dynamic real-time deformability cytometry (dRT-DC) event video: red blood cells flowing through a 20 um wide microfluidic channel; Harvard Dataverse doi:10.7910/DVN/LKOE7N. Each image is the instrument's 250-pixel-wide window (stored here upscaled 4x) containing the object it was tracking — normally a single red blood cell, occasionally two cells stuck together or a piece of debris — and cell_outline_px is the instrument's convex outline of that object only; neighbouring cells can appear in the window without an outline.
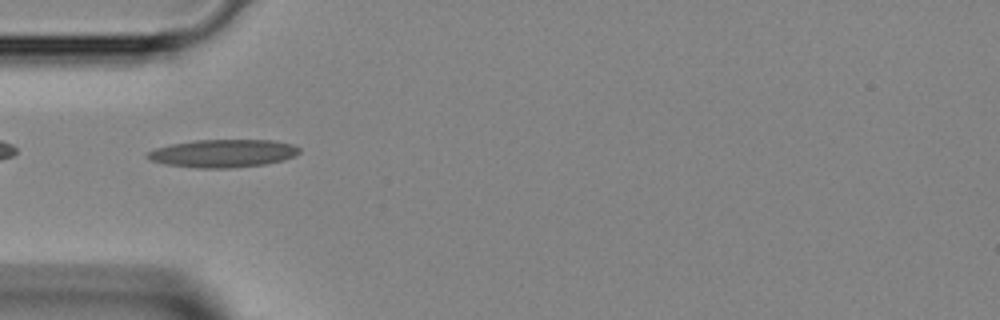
{"species": "Egyptian fruit bat (a non-hibernating species)", "species_latin": "Rousettus aegyptiacus", "temperature_condition": "room temperature", "stored_images_in_passage": 32, "camera_frame_rate_fps": 3000, "um_per_image_px": 0.085, "animal": {"sex": "female"}, "frame": {"image": 1, "passage_image": 2, "time_ms": 0.333, "image_size_px": [1000, 320], "cell_outline_px": [[300, 152], [284, 160], [264, 164], [232, 168], [196, 168], [164, 164], [152, 160], [144, 156], [148, 152], [156, 148], [172, 144], [196, 140], [272, 140], [292, 144], [300, 148]], "centroid_in_image_um": [18.95, 13.04], "position_along_channel_um": 66.1, "area_um2": 24.62}}
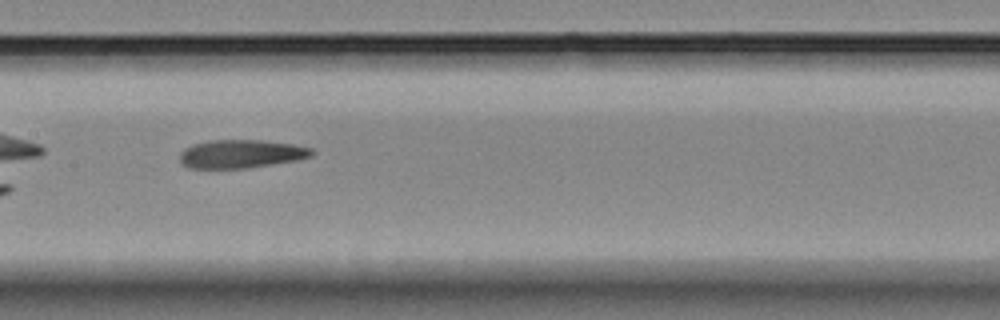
{"frame": {"image": 2, "passage_image": 10, "time_ms": 3.0, "image_size_px": [1000, 320], "cell_outline_px": [[316, 152], [312, 156], [296, 160], [248, 168], [188, 168], [180, 160], [180, 152], [184, 148], [192, 144], [208, 140], [264, 140], [292, 144], [312, 148]], "centroid_in_image_um": [20.5, 13.07], "position_along_channel_um": 186.9, "area_um2": 21.91}}
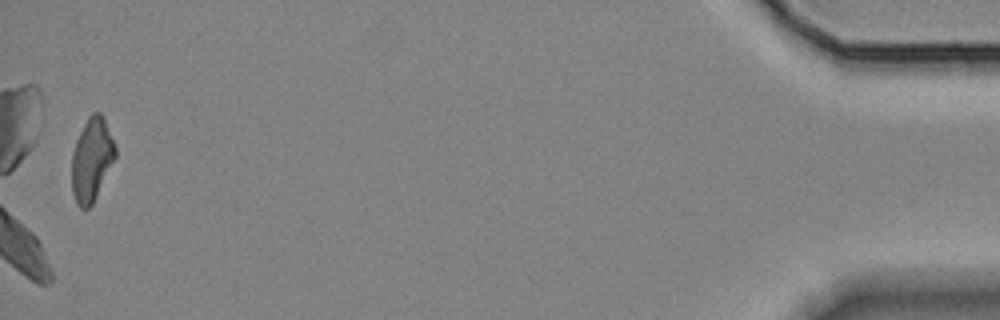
{"frame": {"image": 3, "passage_image": 32, "time_ms": 10.333, "image_size_px": [1000, 320], "cell_outline_px": [[116, 156], [92, 204], [88, 208], [80, 208], [76, 204], [72, 192], [72, 152], [76, 140], [88, 116], [92, 112], [100, 112], [104, 116], [116, 148]], "centroid_in_image_um": [7.79, 13.54], "position_along_channel_um": 427.4, "area_um2": 21.04}}